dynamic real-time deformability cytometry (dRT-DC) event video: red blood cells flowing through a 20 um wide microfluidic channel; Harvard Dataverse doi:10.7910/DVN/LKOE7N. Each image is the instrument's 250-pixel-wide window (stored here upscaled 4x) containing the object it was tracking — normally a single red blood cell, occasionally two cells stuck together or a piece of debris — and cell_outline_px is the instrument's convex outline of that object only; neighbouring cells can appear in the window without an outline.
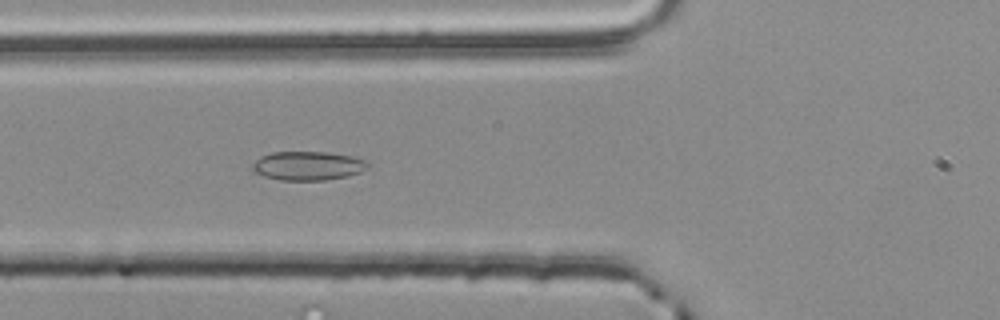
{"species": "common noctule bat (a hibernating species)", "species_latin": "Nyctalus noctula", "temperature_condition": "room temperature", "stored_images_in_passage": 48, "camera_frame_rate_fps": 3000, "um_per_image_px": 0.085, "animal": {"sex": "male", "body_mass_g": 20.4}, "frame": {"image": 1, "passage_image": 20, "time_ms": 6.333, "image_size_px": [1000, 320], "cell_outline_px": [[368, 168], [360, 172], [348, 176], [324, 180], [280, 180], [264, 176], [256, 172], [252, 168], [252, 164], [260, 156], [272, 152], [324, 152], [352, 156], [364, 160], [368, 164]], "centroid_in_image_um": [26.16, 14.09], "position_along_channel_um": 99.6, "area_um2": 19.31}}
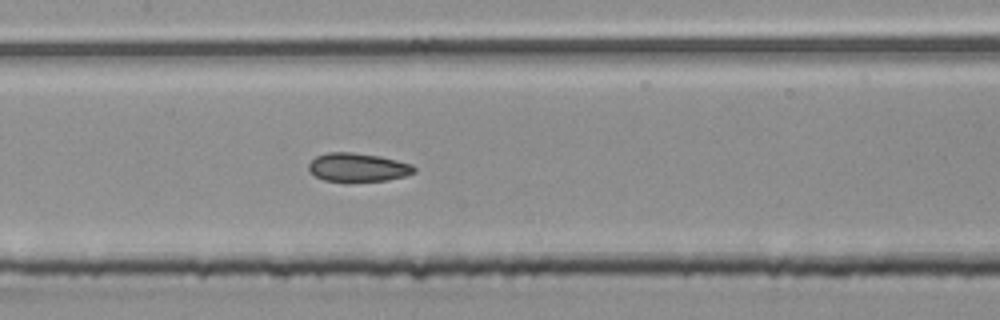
{"frame": {"image": 2, "passage_image": 26, "time_ms": 8.333, "image_size_px": [1000, 320], "cell_outline_px": [[416, 172], [404, 176], [388, 180], [348, 184], [344, 184], [324, 180], [316, 176], [308, 168], [308, 164], [316, 156], [328, 152], [352, 152], [380, 156], [412, 164], [416, 168]], "centroid_in_image_um": [30.41, 14.26], "position_along_channel_um": 177.0, "area_um2": 18.21}}
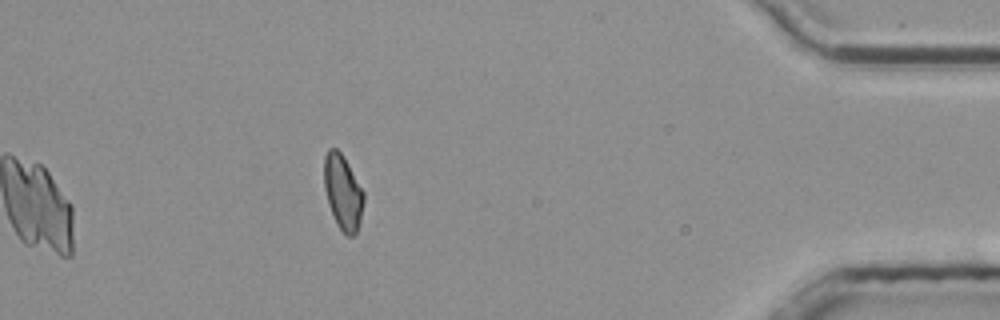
{"frame": {"image": 3, "passage_image": 48, "time_ms": 15.667, "image_size_px": [1000, 320], "cell_outline_px": [[364, 200], [360, 220], [356, 232], [352, 236], [348, 236], [336, 224], [328, 204], [324, 188], [324, 156], [328, 148], [336, 148], [344, 156], [364, 192]], "centroid_in_image_um": [29.13, 16.31], "position_along_channel_um": 406.1, "area_um2": 17.28}, "authors_computed_cell_mechanics": {"area_um2": 18.496, "velocity_mm_per_s": 3.8432, "shape_relaxation_time_tau1_ms": null, "shape_relaxation_time_tau2_ms": 3.9055, "deformation_change_tau1": null, "deformation_change_tau2": 0.0842}}